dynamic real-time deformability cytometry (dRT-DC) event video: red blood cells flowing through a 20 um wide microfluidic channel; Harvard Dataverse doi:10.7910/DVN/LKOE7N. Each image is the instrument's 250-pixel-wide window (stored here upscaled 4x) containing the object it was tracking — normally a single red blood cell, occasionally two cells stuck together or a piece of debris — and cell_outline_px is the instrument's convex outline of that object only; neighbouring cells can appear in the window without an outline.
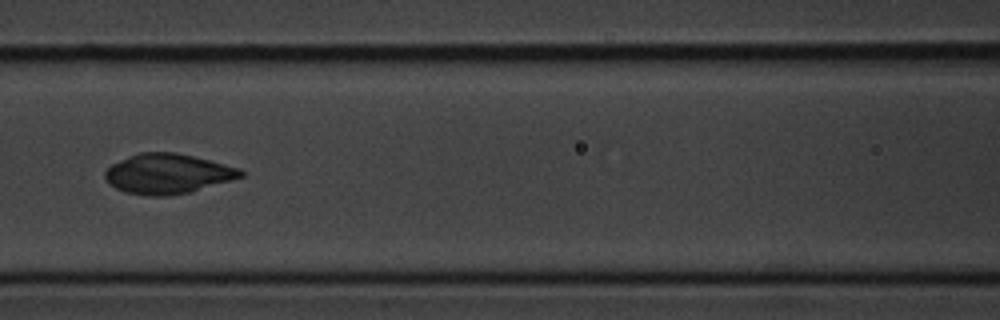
{"species": "common noctule bat (a hibernating species)", "species_latin": "Nyctalus noctula", "temperature_condition": "cold", "stored_images_in_passage": 9, "camera_frame_rate_fps": 3000, "um_per_image_px": 0.085, "animal": {"sex": "male", "body_mass_g": 20.1, "forearm_length_mm": 53.5}, "frame": {"image": 1, "passage_image": 6, "time_ms": 6.0, "image_size_px": [1000, 320], "cell_outline_px": [[244, 176], [232, 180], [192, 192], [168, 196], [148, 196], [124, 192], [108, 184], [104, 176], [104, 172], [112, 164], [128, 156], [140, 152], [176, 152], [240, 168], [244, 172]], "centroid_in_image_um": [14.24, 14.78], "position_along_channel_um": 152.4, "area_um2": 31.73}}
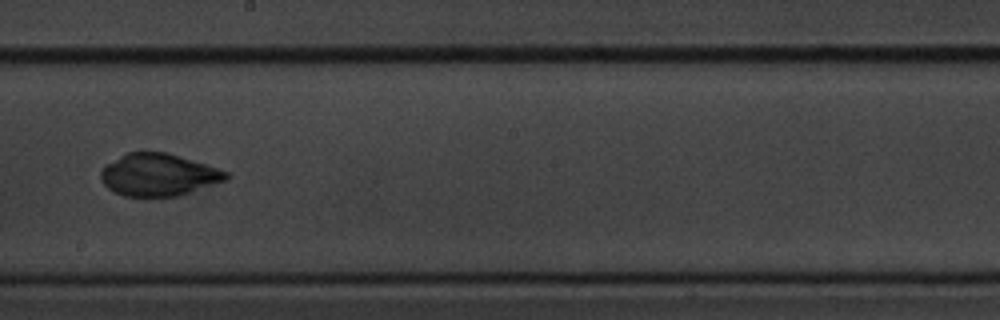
{"frame": {"image": 2, "passage_image": 8, "time_ms": 8.333, "image_size_px": [1000, 320], "cell_outline_px": [[232, 176], [228, 180], [176, 196], [124, 196], [108, 188], [100, 180], [100, 172], [108, 164], [120, 156], [128, 152], [168, 152], [228, 172]], "centroid_in_image_um": [13.49, 14.86], "position_along_channel_um": 234.7, "area_um2": 30.58}}
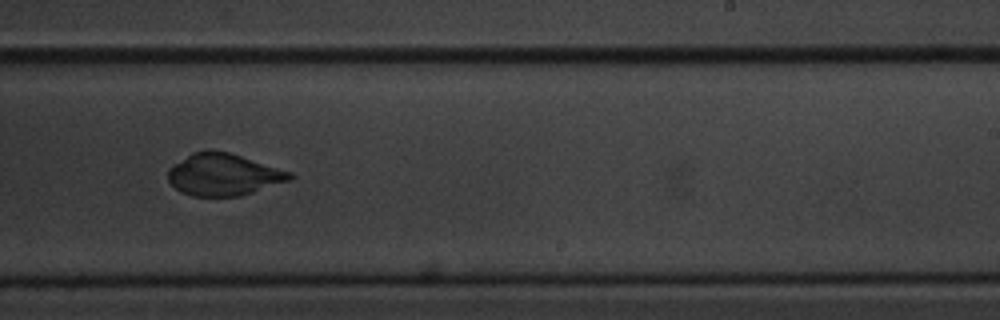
{"frame": {"image": 3, "passage_image": 9, "time_ms": 9.333, "image_size_px": [1000, 320], "cell_outline_px": [[296, 176], [292, 180], [240, 196], [192, 196], [180, 192], [168, 180], [168, 168], [172, 164], [192, 152], [208, 148], [228, 152], [292, 172]], "centroid_in_image_um": [18.99, 14.83], "position_along_channel_um": 270.0, "area_um2": 30.11}}